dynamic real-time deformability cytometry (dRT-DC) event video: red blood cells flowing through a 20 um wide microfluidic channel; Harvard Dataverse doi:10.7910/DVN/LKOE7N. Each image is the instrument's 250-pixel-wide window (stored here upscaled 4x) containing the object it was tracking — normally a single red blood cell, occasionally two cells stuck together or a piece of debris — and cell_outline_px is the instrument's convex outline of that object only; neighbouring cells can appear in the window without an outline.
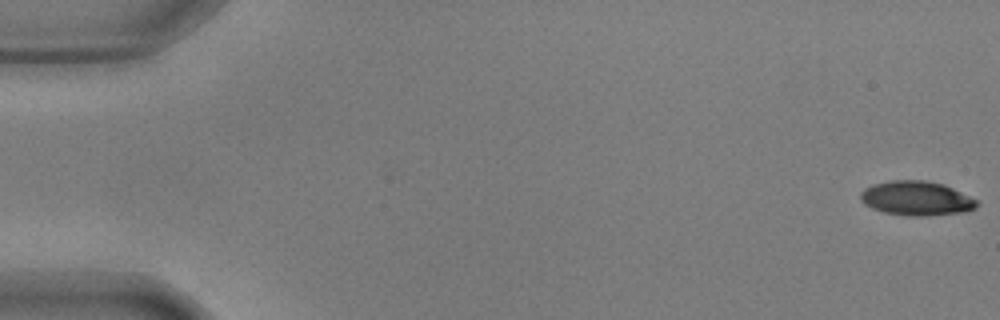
{"species": "common noctule bat (a hibernating species)", "species_latin": "Nyctalus noctula", "temperature_condition": "warm", "stored_images_in_passage": 56, "camera_frame_rate_fps": 3000, "um_per_image_px": 0.085, "animal": {"sex": "male", "body_mass_g": 17.9, "forearm_length_mm": 54.2}, "frame": {"image": 1, "passage_image": 1, "time_ms": 0.0, "image_size_px": [1000, 320], "cell_outline_px": [[980, 204], [976, 208], [964, 212], [928, 216], [908, 216], [884, 212], [872, 208], [864, 204], [860, 200], [860, 192], [864, 188], [872, 184], [892, 180], [924, 180], [944, 184], [976, 200]], "centroid_in_image_um": [77.87, 16.86], "position_along_channel_um": 7.1, "area_um2": 23.41}}
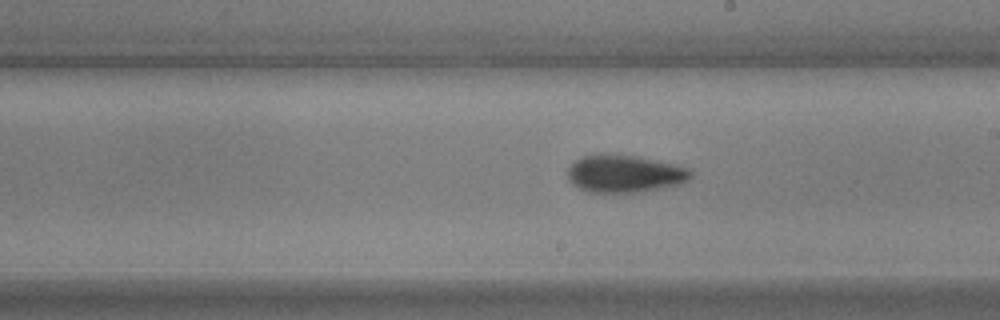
{"frame": {"image": 2, "passage_image": 32, "time_ms": 10.333, "image_size_px": [1000, 320], "cell_outline_px": [[692, 176], [688, 180], [680, 184], [644, 192], [588, 192], [572, 184], [568, 180], [568, 168], [576, 160], [584, 156], [600, 152], [636, 156], [692, 168]], "centroid_in_image_um": [53.1, 14.76], "position_along_channel_um": 235.9, "area_um2": 27.22}}
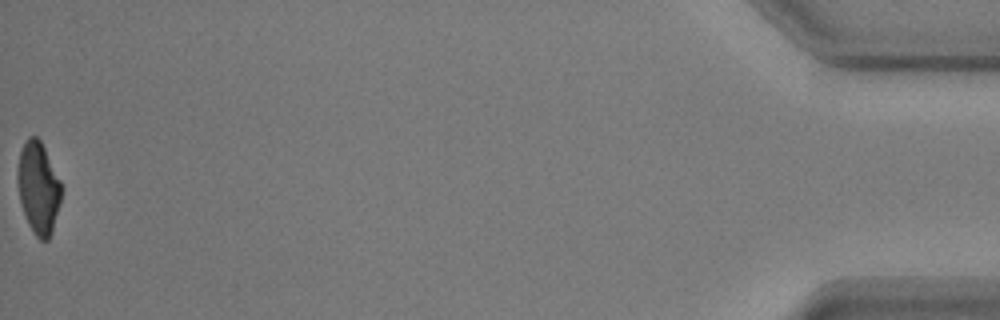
{"frame": {"image": 3, "passage_image": 56, "time_ms": 18.333, "image_size_px": [1000, 320], "cell_outline_px": [[64, 188], [60, 204], [52, 232], [48, 240], [40, 240], [36, 236], [28, 224], [20, 200], [16, 176], [20, 152], [28, 136], [36, 136], [40, 140]], "centroid_in_image_um": [3.28, 15.98], "position_along_channel_um": 431.9, "area_um2": 23.47}, "authors_computed_cell_mechanics": {"area_um2": 25.0852, "velocity_mm_per_s": 3.6516, "shape_relaxation_time_tau1_ms": 3.7211, "shape_relaxation_time_tau2_ms": 4.7017, "deformation_change_tau1": 0.1697, "deformation_change_tau2": 0.1176}}